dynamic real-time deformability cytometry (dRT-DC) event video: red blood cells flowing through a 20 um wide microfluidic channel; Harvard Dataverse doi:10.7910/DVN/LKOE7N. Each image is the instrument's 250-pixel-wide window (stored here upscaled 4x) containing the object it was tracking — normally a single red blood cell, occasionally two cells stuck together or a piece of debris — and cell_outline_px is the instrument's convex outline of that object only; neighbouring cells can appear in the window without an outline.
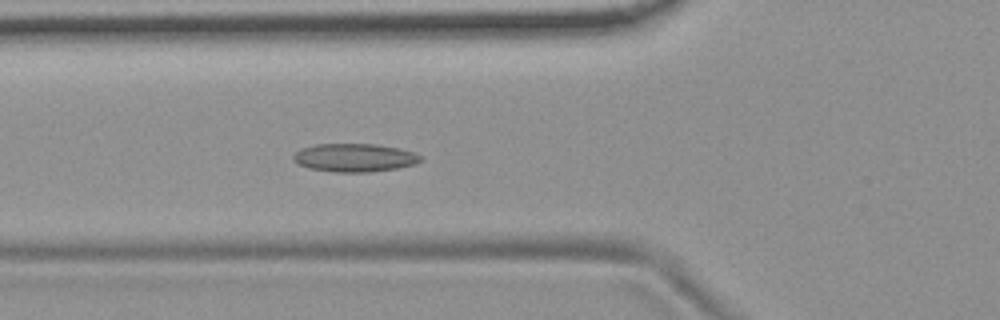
{"species": "common noctule bat (a hibernating species)", "species_latin": "Nyctalus noctula", "temperature_condition": "room temperature", "stored_images_in_passage": 5, "camera_frame_rate_fps": 3000, "um_per_image_px": 0.085, "animal": {"sex": "female", "body_mass_g": 19.9}, "frame": {"image": 1, "passage_image": 5, "time_ms": 4.667, "image_size_px": [1000, 320], "cell_outline_px": [[424, 160], [416, 164], [396, 168], [368, 172], [336, 172], [308, 168], [296, 164], [292, 160], [292, 156], [300, 148], [316, 144], [376, 144], [400, 148], [424, 156]], "centroid_in_image_um": [30.13, 13.4], "position_along_channel_um": 95.7, "area_um2": 21.21}}